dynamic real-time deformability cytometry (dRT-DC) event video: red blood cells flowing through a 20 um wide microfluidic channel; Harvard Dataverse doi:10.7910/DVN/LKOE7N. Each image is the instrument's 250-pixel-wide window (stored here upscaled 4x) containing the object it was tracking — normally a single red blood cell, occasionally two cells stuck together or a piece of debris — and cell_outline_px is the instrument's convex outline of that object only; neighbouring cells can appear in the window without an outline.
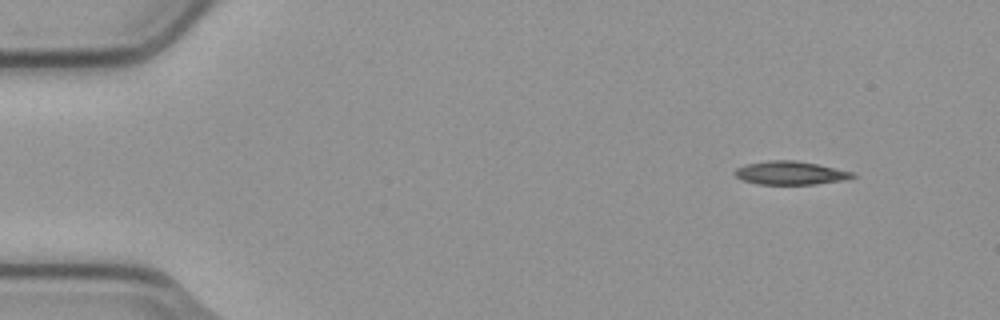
{"species": "common noctule bat (a hibernating species)", "species_latin": "Nyctalus noctula", "temperature_condition": "cold", "stored_images_in_passage": 4, "camera_frame_rate_fps": 3000, "um_per_image_px": 0.085, "animal": {"sex": "male", "body_mass_g": 23.1, "forearm_length_mm": 52.7}, "frame": {"image": 1, "passage_image": 1, "time_ms": 0.0, "image_size_px": [1000, 320], "cell_outline_px": [[856, 176], [844, 180], [816, 184], [760, 184], [744, 180], [736, 176], [732, 172], [736, 168], [748, 164], [768, 160], [796, 160], [816, 164], [852, 172]], "centroid_in_image_um": [67.16, 14.7], "position_along_channel_um": 17.8, "area_um2": 15.84}}